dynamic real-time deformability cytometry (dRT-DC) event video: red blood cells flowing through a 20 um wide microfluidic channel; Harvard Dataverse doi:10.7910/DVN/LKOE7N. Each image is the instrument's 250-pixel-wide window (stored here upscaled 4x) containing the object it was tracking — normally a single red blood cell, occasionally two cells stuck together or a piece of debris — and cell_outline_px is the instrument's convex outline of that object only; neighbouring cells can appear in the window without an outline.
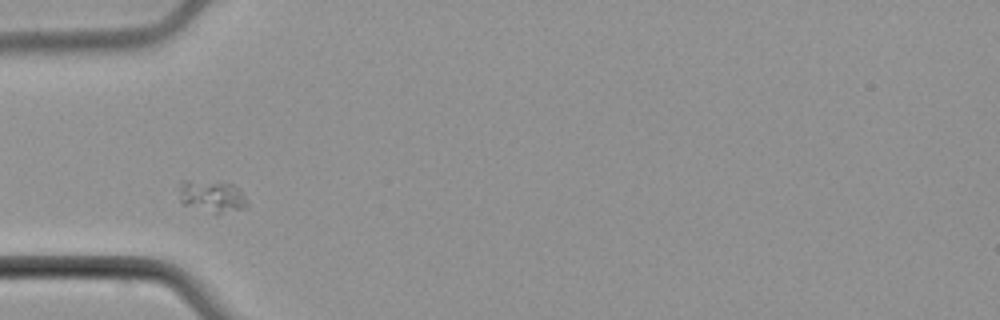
{"species": "common noctule bat (a hibernating species)", "species_latin": "Nyctalus noctula", "temperature_condition": "cold", "stored_images_in_passage": 5, "camera_frame_rate_fps": 3000, "um_per_image_px": 0.085, "animal": {"sex": "male", "body_mass_g": 21.5, "forearm_length_mm": 52.0}, "frame": {"image": 1, "passage_image": 2, "time_ms": 1.333, "image_size_px": [1000, 320], "cell_outline_px": [[248, 204], [244, 208], [220, 212], [216, 212], [180, 204], [180, 180], [188, 180], [232, 184], [244, 192]], "centroid_in_image_um": [18.01, 16.66], "position_along_channel_um": 67.0, "area_um2": 12.31}}
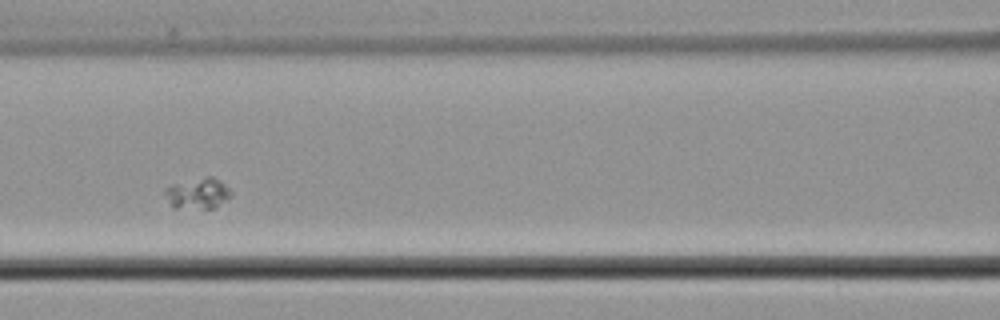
{"frame": {"image": 2, "passage_image": 4, "time_ms": 3.667, "image_size_px": [1000, 320], "cell_outline_px": [[232, 196], [228, 200], [212, 208], [172, 208], [164, 192], [164, 188], [172, 184], [204, 176], [212, 176], [224, 184], [232, 192]], "centroid_in_image_um": [16.81, 16.43], "position_along_channel_um": 149.8, "area_um2": 11.96}}
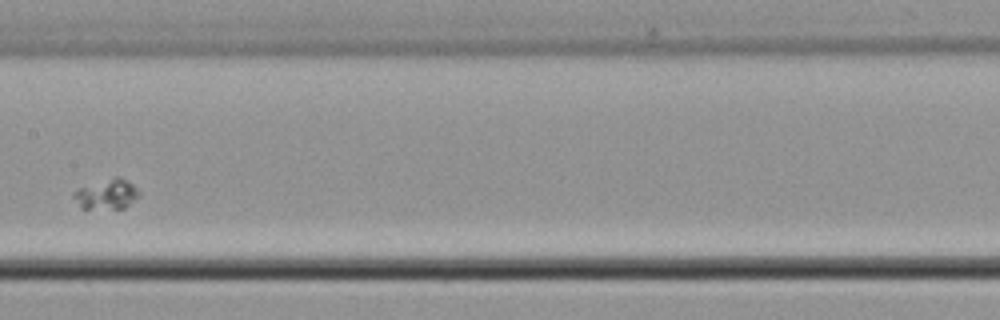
{"frame": {"image": 3, "passage_image": 5, "time_ms": 5.0, "image_size_px": [1000, 320], "cell_outline_px": [[140, 196], [124, 208], [80, 208], [72, 196], [72, 192], [80, 188], [116, 176], [120, 176], [132, 184], [136, 188]], "centroid_in_image_um": [9.06, 16.51], "position_along_channel_um": 198.3, "area_um2": 11.21}}